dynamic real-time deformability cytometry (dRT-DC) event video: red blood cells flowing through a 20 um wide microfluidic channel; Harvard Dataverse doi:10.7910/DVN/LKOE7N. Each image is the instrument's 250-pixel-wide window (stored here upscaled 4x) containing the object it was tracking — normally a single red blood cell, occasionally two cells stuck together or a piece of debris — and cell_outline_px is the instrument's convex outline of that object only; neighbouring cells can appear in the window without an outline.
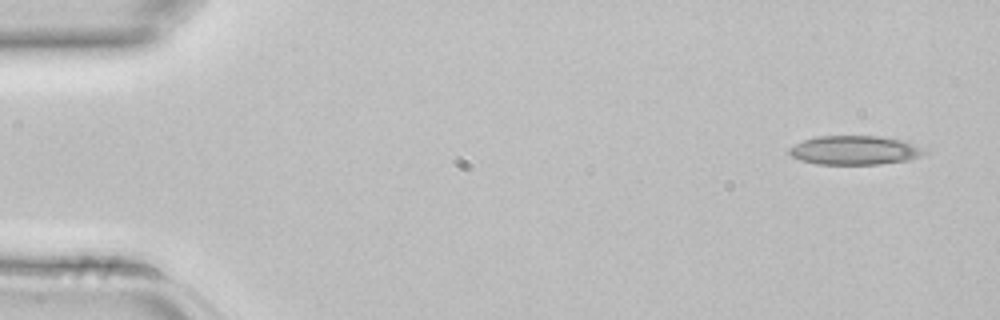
{"species": "common noctule bat (a hibernating species)", "species_latin": "Nyctalus noctula", "temperature_condition": "room temperature", "stored_images_in_passage": 4, "camera_frame_rate_fps": 3000, "um_per_image_px": 0.085, "animal": {"sex": "female", "body_mass_g": 22.7, "forearm_length_mm": 54.2}, "frame": {"image": 1, "passage_image": 1, "time_ms": 0.0, "image_size_px": [1000, 320], "cell_outline_px": [[928, 152], [920, 156], [908, 160], [880, 164], [816, 164], [800, 160], [792, 156], [788, 152], [788, 148], [804, 140], [816, 136], [880, 136], [904, 140]], "centroid_in_image_um": [72.63, 12.77], "position_along_channel_um": 12.4, "area_um2": 22.77}}
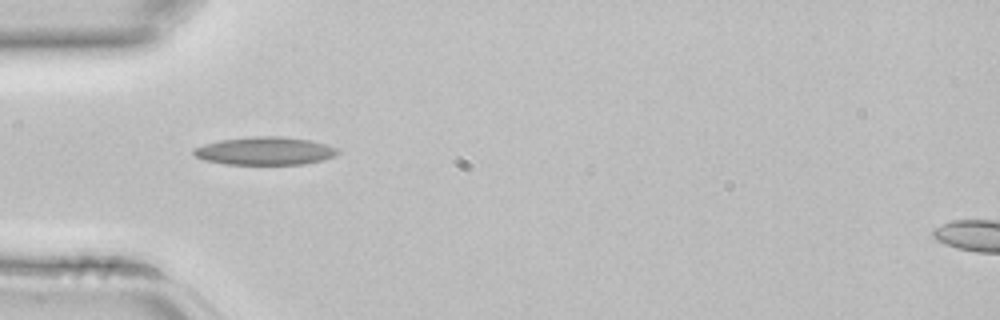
{"frame": {"image": 2, "passage_image": 4, "time_ms": 1.0, "image_size_px": [1000, 320], "cell_outline_px": [[340, 152], [336, 156], [324, 160], [304, 164], [224, 164], [204, 160], [196, 156], [192, 152], [192, 148], [204, 144], [220, 140], [252, 136], [280, 136], [308, 140], [324, 144], [336, 148]], "centroid_in_image_um": [22.5, 12.83], "position_along_channel_um": 62.5, "area_um2": 23.52}}